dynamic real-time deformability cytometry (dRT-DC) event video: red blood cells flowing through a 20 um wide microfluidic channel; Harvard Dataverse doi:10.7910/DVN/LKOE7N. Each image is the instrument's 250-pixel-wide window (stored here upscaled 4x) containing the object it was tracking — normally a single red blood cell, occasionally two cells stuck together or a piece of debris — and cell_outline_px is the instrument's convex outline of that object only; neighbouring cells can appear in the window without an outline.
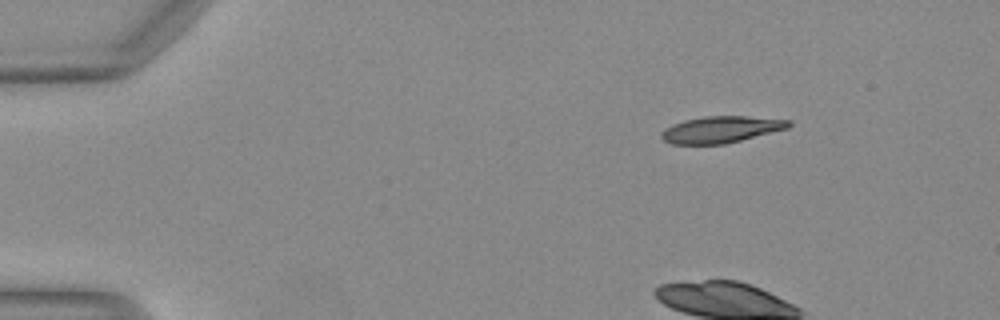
{"species": "Egyptian fruit bat (a non-hibernating species)", "species_latin": "Rousettus aegyptiacus", "temperature_condition": "warm", "stored_images_in_passage": 40, "camera_frame_rate_fps": 3000, "um_per_image_px": 0.085, "animal": {"sex": "female"}, "frame": {"image": 1, "passage_image": 1, "time_ms": 0.0, "image_size_px": [1000, 320], "cell_outline_px": [[792, 124], [788, 128], [724, 144], [672, 144], [664, 140], [660, 136], [660, 132], [672, 124], [684, 120], [704, 116], [744, 116], [792, 120]], "centroid_in_image_um": [61.27, 11.0], "position_along_channel_um": 23.7, "area_um2": 19.65}}